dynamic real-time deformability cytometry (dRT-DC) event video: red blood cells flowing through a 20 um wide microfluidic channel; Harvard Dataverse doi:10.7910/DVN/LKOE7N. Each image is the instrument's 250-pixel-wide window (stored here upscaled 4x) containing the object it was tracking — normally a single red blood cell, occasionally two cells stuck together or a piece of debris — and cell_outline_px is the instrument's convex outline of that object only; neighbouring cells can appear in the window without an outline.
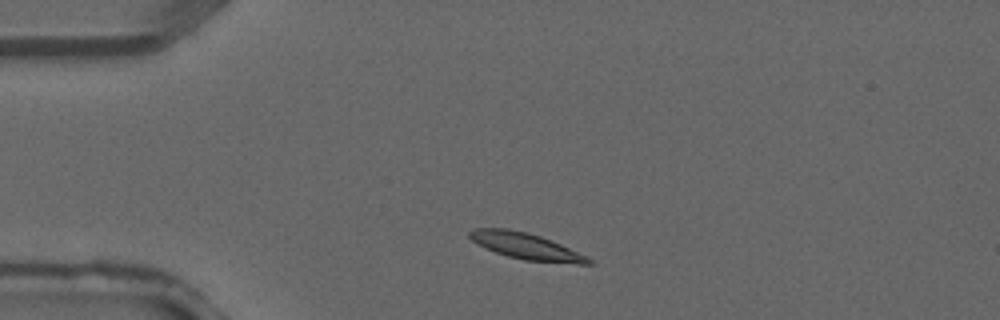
{"species": "common noctule bat (a hibernating species)", "species_latin": "Nyctalus noctula", "temperature_condition": "warm", "stored_images_in_passage": 1, "camera_frame_rate_fps": 3000, "um_per_image_px": 0.085, "animal": {"sex": "male", "forearm_length_mm": 52.5}, "frame": {"image": 1, "passage_image": 1, "time_ms": 0.0, "image_size_px": [1000, 320], "cell_outline_px": [[592, 264], [576, 264], [524, 260], [508, 256], [496, 252], [472, 240], [468, 236], [468, 232], [476, 228], [508, 228], [528, 232], [540, 236], [560, 244], [592, 260]], "centroid_in_image_um": [44.69, 20.91], "position_along_channel_um": 40.3, "area_um2": 17.86}}